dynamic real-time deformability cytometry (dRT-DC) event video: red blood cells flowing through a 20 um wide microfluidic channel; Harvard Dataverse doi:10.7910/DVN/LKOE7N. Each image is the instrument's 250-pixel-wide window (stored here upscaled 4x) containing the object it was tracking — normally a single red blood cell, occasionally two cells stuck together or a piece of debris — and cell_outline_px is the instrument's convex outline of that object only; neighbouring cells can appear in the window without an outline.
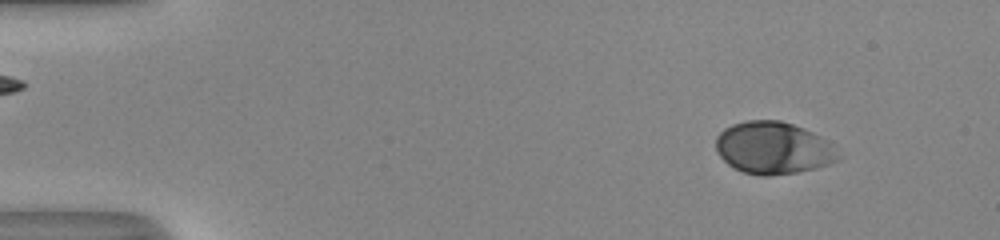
{"species": "human", "species_latin": "Homo sapiens", "temperature_condition": "room temperature", "stored_images_in_passage": 53, "camera_frame_rate_fps": 3000, "um_per_image_px": 0.085, "donor": {"sex": "male"}, "frame": {"image": 1, "passage_image": 7, "time_ms": 2.0, "image_size_px": [1000, 240], "cell_outline_px": [[840, 160], [816, 168], [796, 172], [768, 176], [760, 176], [744, 172], [728, 164], [716, 152], [716, 136], [724, 128], [732, 124], [748, 120], [780, 120], [804, 128], [828, 140], [832, 144], [840, 156]], "centroid_in_image_um": [65.73, 12.57], "position_along_channel_um": 19.3, "area_um2": 37.34}}
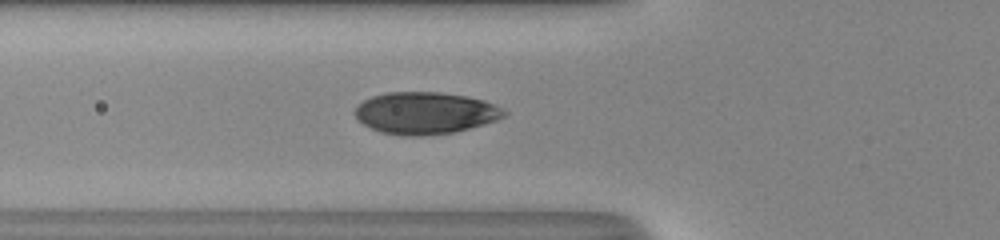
{"frame": {"image": 2, "passage_image": 21, "time_ms": 6.667, "image_size_px": [1000, 240], "cell_outline_px": [[508, 112], [504, 116], [496, 120], [484, 124], [452, 132], [424, 136], [400, 136], [380, 132], [356, 120], [352, 112], [356, 104], [372, 96], [388, 92], [440, 92], [468, 96], [484, 100]], "centroid_in_image_um": [36.07, 9.61], "position_along_channel_um": 89.7, "area_um2": 36.7}}
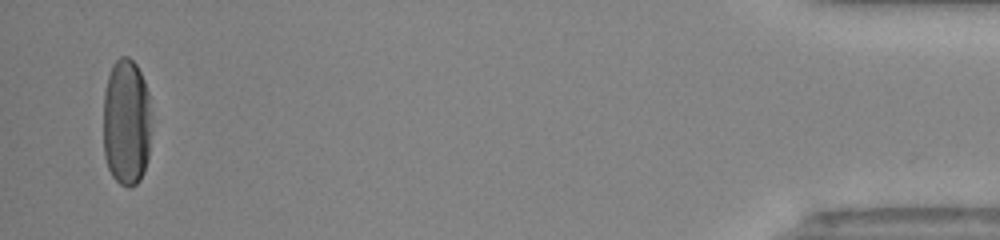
{"frame": {"image": 3, "passage_image": 52, "time_ms": 17.0, "image_size_px": [1000, 240], "cell_outline_px": [[148, 156], [144, 172], [140, 180], [132, 188], [128, 188], [120, 184], [112, 176], [108, 168], [104, 156], [104, 92], [108, 76], [112, 64], [120, 56], [128, 56], [136, 64], [144, 80], [148, 92]], "centroid_in_image_um": [10.71, 10.41], "position_along_channel_um": 424.5, "area_um2": 35.43}, "authors_computed_cell_mechanics": {"area_um2": 36.703, "velocity_mm_per_s": 4.036, "shape_relaxation_time_tau1_ms": 3.0018, "shape_relaxation_time_tau2_ms": null, "deformation_change_tau1": 0.1864, "deformation_change_tau2": null}}